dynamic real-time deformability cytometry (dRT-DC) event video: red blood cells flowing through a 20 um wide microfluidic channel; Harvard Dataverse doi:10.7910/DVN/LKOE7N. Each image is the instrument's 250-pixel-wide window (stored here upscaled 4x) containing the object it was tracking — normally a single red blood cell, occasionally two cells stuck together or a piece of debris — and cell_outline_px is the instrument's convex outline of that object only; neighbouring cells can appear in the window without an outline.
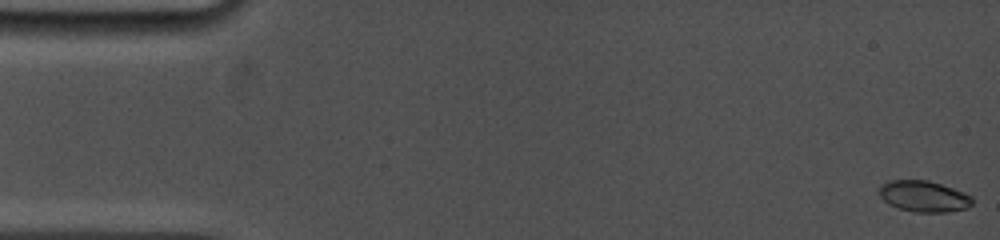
{"species": "common noctule bat (a hibernating species)", "species_latin": "Nyctalus noctula", "temperature_condition": "cold", "stored_images_in_passage": 82, "camera_frame_rate_fps": 5000, "um_per_image_px": 0.085, "animal": {"sex": "female", "body_mass_g": 19.0, "forearm_length_mm": 53.3}, "frame": {"image": 1, "passage_image": 1, "time_ms": 0.0, "image_size_px": [1000, 240], "cell_outline_px": [[972, 204], [968, 208], [948, 212], [912, 212], [888, 204], [880, 196], [880, 184], [888, 180], [928, 180], [964, 192], [972, 196]], "centroid_in_image_um": [78.52, 16.69], "position_along_channel_um": 6.5, "area_um2": 16.94}}
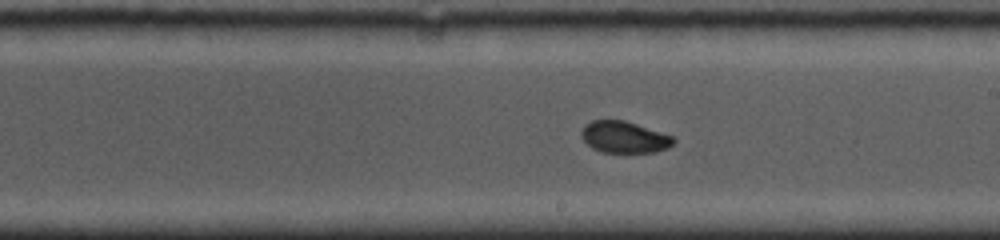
{"frame": {"image": 2, "passage_image": 48, "time_ms": 9.4, "image_size_px": [1000, 240], "cell_outline_px": [[676, 140], [668, 148], [656, 152], [600, 152], [592, 148], [580, 136], [580, 132], [584, 124], [592, 120], [624, 120], [672, 136]], "centroid_in_image_um": [53.02, 11.66], "position_along_channel_um": 236.0, "area_um2": 16.94}}
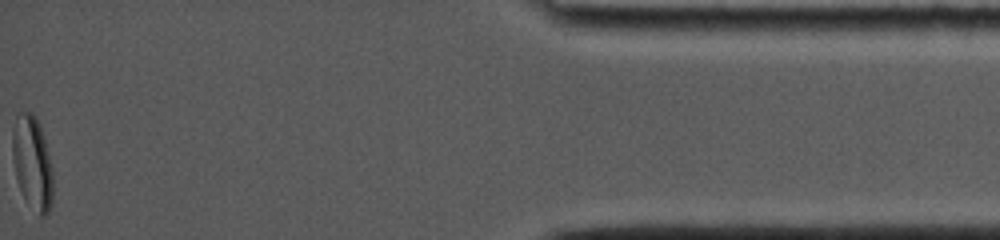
{"frame": {"image": 3, "passage_image": 82, "time_ms": 16.2, "image_size_px": [1000, 240], "cell_outline_px": [[52, 204], [48, 212], [44, 216], [40, 216], [24, 196], [20, 188], [16, 176], [12, 156], [12, 132], [16, 116], [20, 112], [32, 112], [36, 116], [40, 124], [48, 152], [52, 172]], "centroid_in_image_um": [2.74, 13.79], "position_along_channel_um": 432.5, "area_um2": 21.85}, "authors_computed_cell_mechanics": {"area_um2": 17.5712, "velocity_mm_per_s": 3.8862, "shape_relaxation_time_tau1_ms": 3.4348, "shape_relaxation_time_tau2_ms": 0.9738, "deformation_change_tau1": 0.1198, "deformation_change_tau2": 0.0407}}